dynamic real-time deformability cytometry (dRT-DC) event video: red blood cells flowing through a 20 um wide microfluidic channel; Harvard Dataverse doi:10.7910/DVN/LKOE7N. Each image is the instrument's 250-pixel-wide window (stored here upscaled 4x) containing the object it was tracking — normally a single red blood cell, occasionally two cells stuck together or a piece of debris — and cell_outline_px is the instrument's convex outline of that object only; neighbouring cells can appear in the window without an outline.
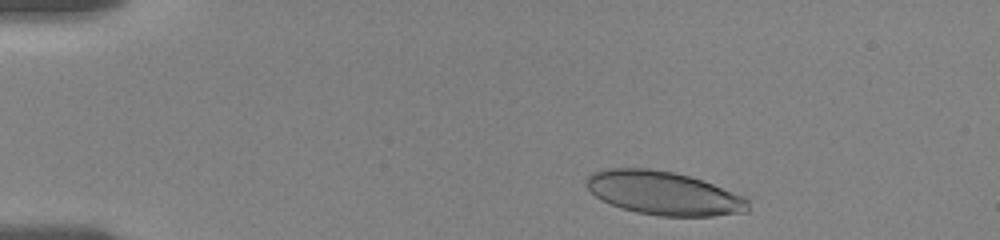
{"species": "human", "species_latin": "Homo sapiens", "temperature_condition": "room temperature", "stored_images_in_passage": 9, "camera_frame_rate_fps": 3000, "um_per_image_px": 0.085, "donor": {"sex": "female"}, "frame": {"image": 1, "passage_image": 1, "time_ms": 0.0, "image_size_px": [1000, 240], "cell_outline_px": [[748, 212], [712, 216], [660, 216], [636, 212], [612, 204], [596, 196], [588, 188], [588, 176], [592, 172], [604, 168], [648, 168], [672, 172], [688, 176], [712, 184], [744, 196], [748, 200]], "centroid_in_image_um": [56.43, 16.42], "position_along_channel_um": 28.6, "area_um2": 40.58}}
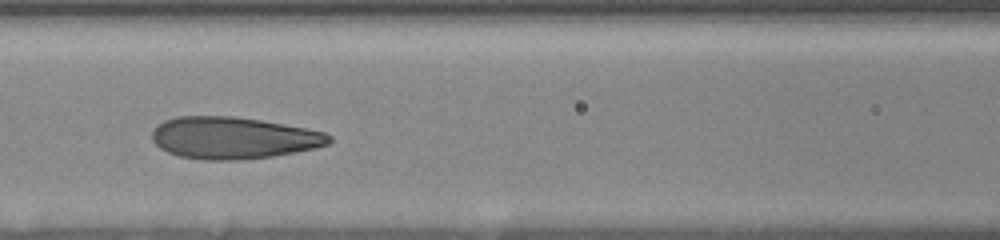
{"frame": {"image": 2, "passage_image": 7, "time_ms": 5.333, "image_size_px": [1000, 240], "cell_outline_px": [[332, 140], [328, 144], [316, 148], [272, 156], [240, 160], [204, 160], [180, 156], [168, 152], [160, 148], [152, 140], [152, 132], [156, 124], [164, 120], [176, 116], [236, 116], [308, 128], [324, 132], [332, 136]], "centroid_in_image_um": [19.82, 11.71], "position_along_channel_um": 146.8, "area_um2": 43.47}}
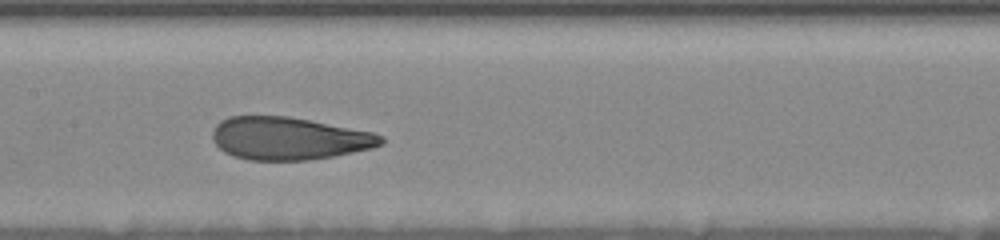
{"frame": {"image": 3, "passage_image": 8, "time_ms": 6.333, "image_size_px": [1000, 240], "cell_outline_px": [[384, 144], [372, 148], [332, 156], [308, 160], [248, 160], [232, 156], [224, 152], [212, 140], [212, 128], [220, 120], [228, 116], [288, 116], [372, 132], [384, 136]], "centroid_in_image_um": [24.51, 11.76], "position_along_channel_um": 182.9, "area_um2": 42.02}}